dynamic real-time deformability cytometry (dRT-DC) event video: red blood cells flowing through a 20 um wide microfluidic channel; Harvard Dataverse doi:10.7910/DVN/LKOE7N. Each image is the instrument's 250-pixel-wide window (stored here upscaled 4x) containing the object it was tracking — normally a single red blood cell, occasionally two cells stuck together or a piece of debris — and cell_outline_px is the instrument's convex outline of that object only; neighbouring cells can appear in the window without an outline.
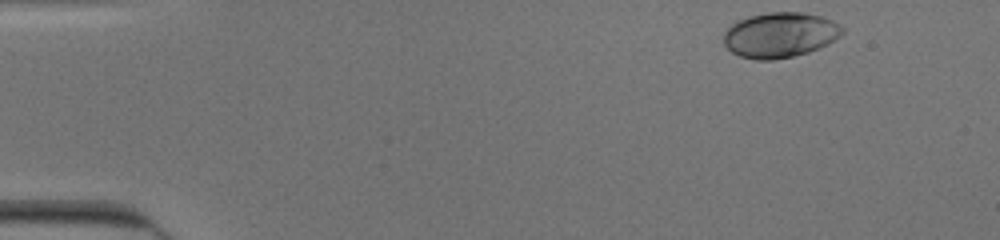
{"species": "human", "species_latin": "Homo sapiens", "temperature_condition": "cold", "stored_images_in_passage": 38, "camera_frame_rate_fps": 3000, "um_per_image_px": 0.085, "donor": {"sex": "male"}, "frame": {"image": 1, "passage_image": 1, "time_ms": 0.0, "image_size_px": [1000, 240], "cell_outline_px": [[844, 32], [840, 36], [828, 44], [808, 52], [792, 56], [772, 60], [756, 60], [740, 56], [732, 52], [724, 44], [724, 32], [736, 20], [748, 16], [768, 12], [804, 12], [820, 16], [832, 20], [840, 24], [844, 28]], "centroid_in_image_um": [66.3, 2.96], "position_along_channel_um": 18.7, "area_um2": 31.39}}
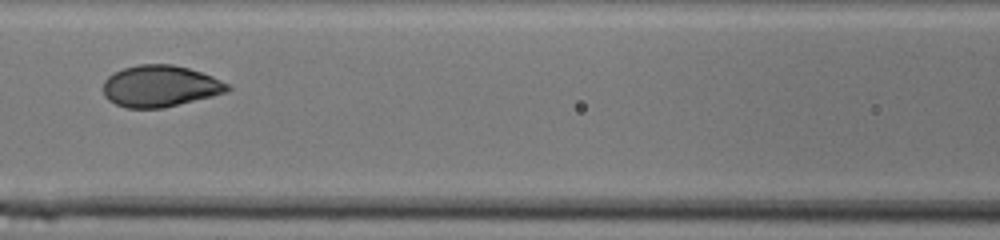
{"frame": {"image": 2, "passage_image": 20, "time_ms": 6.333, "image_size_px": [1000, 240], "cell_outline_px": [[232, 88], [228, 92], [164, 108], [128, 108], [116, 104], [108, 100], [104, 96], [104, 80], [108, 76], [124, 68], [140, 64], [172, 64], [188, 68], [212, 76], [228, 84]], "centroid_in_image_um": [13.62, 7.33], "position_along_channel_um": 153.0, "area_um2": 30.0}}
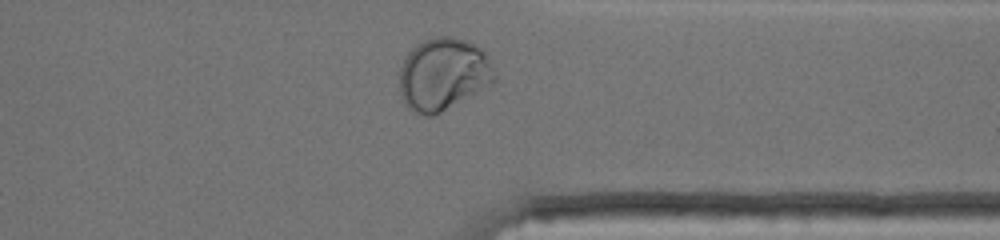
{"frame": {"image": 3, "passage_image": 37, "time_ms": 12.0, "image_size_px": [1000, 240], "cell_outline_px": [[496, 80], [492, 84], [440, 112], [432, 116], [428, 116], [416, 112], [408, 108], [404, 104], [400, 96], [400, 68], [408, 52], [416, 44], [424, 40], [436, 36], [452, 36], [468, 40], [476, 44], [484, 52], [496, 76]], "centroid_in_image_um": [37.66, 6.29], "position_along_channel_um": 373.7, "area_um2": 40.06}, "authors_computed_cell_mechanics": {"area_um2": 30.2872, "velocity_mm_per_s": 3.9183, "shape_relaxation_time_tau1_ms": 4.7288, "shape_relaxation_time_tau2_ms": null, "deformation_change_tau1": 0.1857, "deformation_change_tau2": null}}